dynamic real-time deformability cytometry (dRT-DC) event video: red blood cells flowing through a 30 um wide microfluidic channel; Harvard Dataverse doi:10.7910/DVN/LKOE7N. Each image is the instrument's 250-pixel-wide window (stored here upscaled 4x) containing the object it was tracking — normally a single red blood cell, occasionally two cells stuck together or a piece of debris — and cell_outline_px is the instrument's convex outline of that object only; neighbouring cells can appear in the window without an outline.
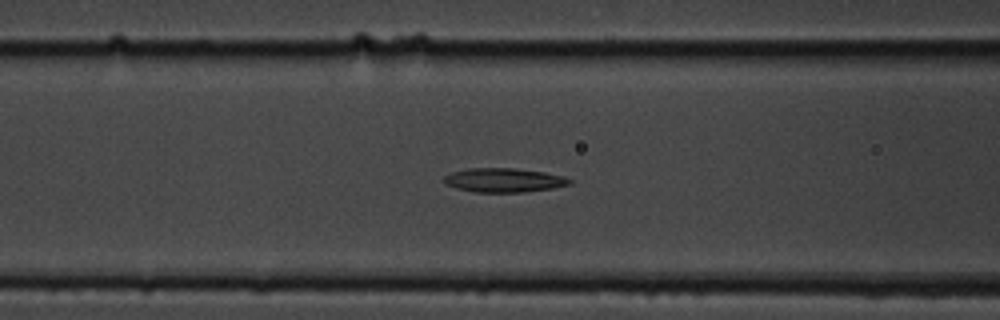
{"species": "common noctule bat (a hibernating species)", "species_latin": "Nyctalus noctula", "temperature_condition": "cold", "stored_images_in_passage": 17, "camera_frame_rate_fps": 3000, "um_per_image_px": 0.085, "animal": {"sex": "male", "body_mass_g": 19.5, "forearm_length_mm": 54.6}, "frame": {"image": 1, "passage_image": 9, "time_ms": 2.667, "image_size_px": [1000, 320], "cell_outline_px": [[572, 184], [552, 188], [524, 192], [476, 192], [456, 188], [444, 184], [444, 176], [452, 172], [468, 168], [516, 168], [544, 172], [564, 176], [572, 180]], "centroid_in_image_um": [42.83, 15.31], "position_along_channel_um": 123.8, "area_um2": 17.69}}
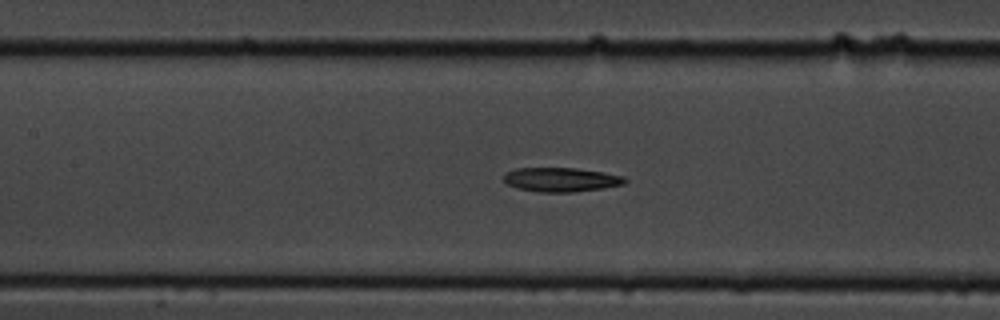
{"frame": {"image": 2, "passage_image": 12, "time_ms": 3.667, "image_size_px": [1000, 320], "cell_outline_px": [[628, 180], [624, 184], [604, 188], [572, 192], [536, 192], [516, 188], [508, 184], [504, 180], [504, 172], [516, 168], [576, 168], [604, 172], [624, 176]], "centroid_in_image_um": [47.69, 15.27], "position_along_channel_um": 159.7, "area_um2": 17.22}}
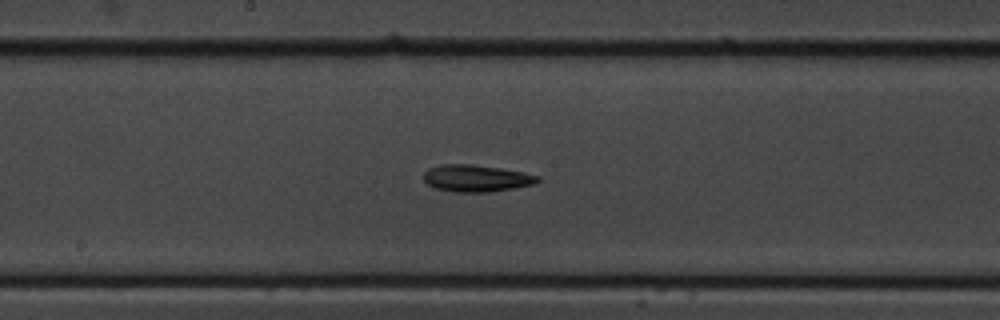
{"frame": {"image": 3, "passage_image": 16, "time_ms": 5.0, "image_size_px": [1000, 320], "cell_outline_px": [[540, 180], [536, 184], [488, 192], [452, 192], [432, 188], [424, 180], [424, 172], [428, 168], [444, 164], [472, 164], [500, 168], [524, 172], [540, 176]], "centroid_in_image_um": [40.48, 15.15], "position_along_channel_um": 207.7, "area_um2": 18.03}}